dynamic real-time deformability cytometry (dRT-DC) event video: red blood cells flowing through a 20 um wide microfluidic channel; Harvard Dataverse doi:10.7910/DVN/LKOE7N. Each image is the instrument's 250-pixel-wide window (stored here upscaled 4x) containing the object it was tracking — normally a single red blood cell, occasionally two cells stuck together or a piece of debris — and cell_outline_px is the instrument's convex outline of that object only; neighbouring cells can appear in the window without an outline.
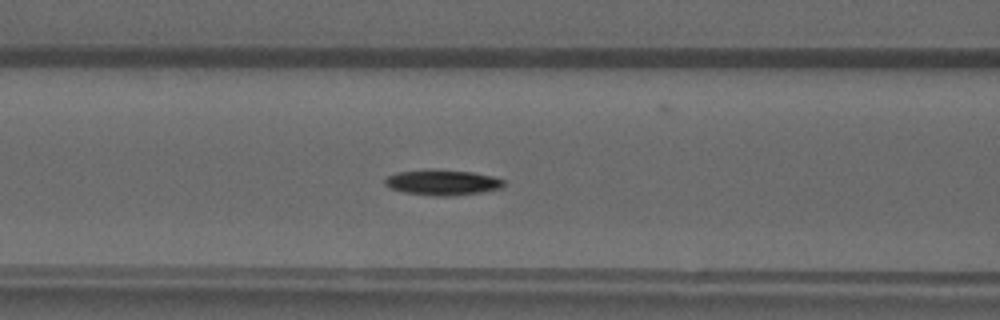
{"species": "common noctule bat (a hibernating species)", "species_latin": "Nyctalus noctula", "temperature_condition": "warm", "stored_images_in_passage": 51, "camera_frame_rate_fps": 3000, "um_per_image_px": 0.085, "animal": {"sex": "male", "forearm_length_mm": 52.5}, "frame": {"image": 1, "passage_image": 21, "time_ms": 6.667, "image_size_px": [1000, 320], "cell_outline_px": [[504, 188], [484, 192], [452, 196], [432, 196], [404, 192], [392, 188], [384, 184], [384, 180], [388, 176], [396, 172], [428, 168], [472, 172], [492, 176], [504, 180]], "centroid_in_image_um": [37.62, 15.5], "position_along_channel_um": 129.0, "area_um2": 17.98}}
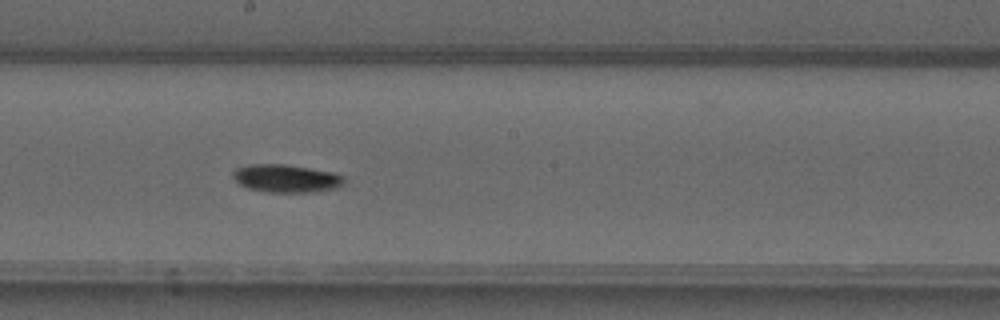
{"frame": {"image": 2, "passage_image": 28, "time_ms": 9.0, "image_size_px": [1000, 320], "cell_outline_px": [[344, 184], [340, 188], [312, 192], [268, 192], [248, 188], [240, 184], [232, 176], [232, 172], [236, 168], [248, 164], [284, 164], [332, 172], [344, 176]], "centroid_in_image_um": [24.34, 15.17], "position_along_channel_um": 223.9, "area_um2": 18.15}}
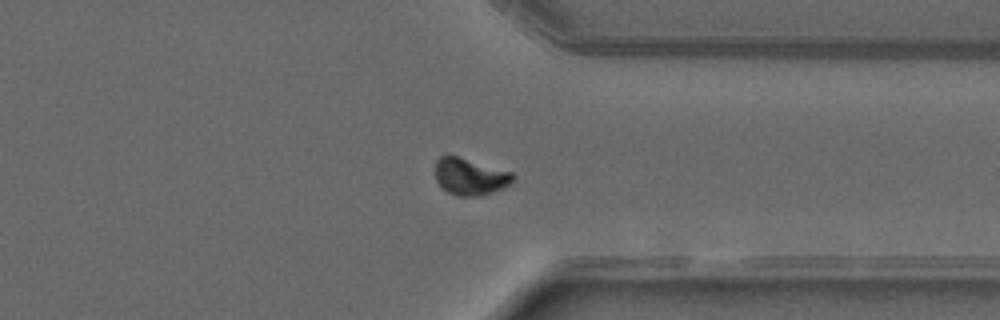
{"frame": {"image": 3, "passage_image": 39, "time_ms": 12.667, "image_size_px": [1000, 320], "cell_outline_px": [[512, 184], [504, 188], [480, 196], [456, 196], [448, 192], [436, 180], [436, 160], [440, 156], [456, 156], [512, 172]], "centroid_in_image_um": [39.96, 15.03], "position_along_channel_um": 371.4, "area_um2": 16.42}, "authors_computed_cell_mechanics": {"area_um2": 16.4152, "velocity_mm_per_s": 4.0792, "shape_relaxation_time_tau1_ms": 3.592, "shape_relaxation_time_tau2_ms": null, "deformation_change_tau1": 0.1596, "deformation_change_tau2": null}}